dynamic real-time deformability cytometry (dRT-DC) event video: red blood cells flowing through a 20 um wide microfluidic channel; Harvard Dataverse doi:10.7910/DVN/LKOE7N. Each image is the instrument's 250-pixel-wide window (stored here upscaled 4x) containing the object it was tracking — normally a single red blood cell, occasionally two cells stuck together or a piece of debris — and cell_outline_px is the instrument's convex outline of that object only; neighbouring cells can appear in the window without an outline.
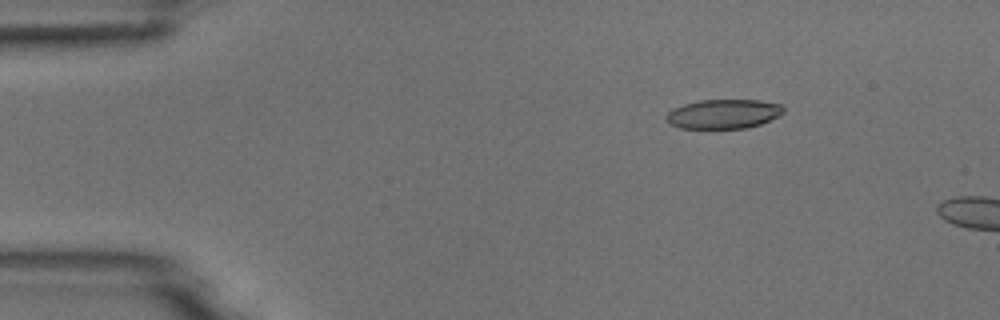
{"species": "common noctule bat (a hibernating species)", "species_latin": "Nyctalus noctula", "temperature_condition": "room temperature", "stored_images_in_passage": 5, "camera_frame_rate_fps": 3000, "um_per_image_px": 0.085, "animal": {"sex": "male", "body_mass_g": 18.8}, "frame": {"image": 1, "passage_image": 3, "time_ms": 2.333, "image_size_px": [1000, 320], "cell_outline_px": [[784, 112], [780, 116], [760, 124], [744, 128], [680, 128], [668, 124], [664, 120], [664, 116], [672, 108], [684, 104], [700, 100], [760, 100], [780, 104], [784, 108]], "centroid_in_image_um": [61.46, 9.68], "position_along_channel_um": 23.5, "area_um2": 20.23}}